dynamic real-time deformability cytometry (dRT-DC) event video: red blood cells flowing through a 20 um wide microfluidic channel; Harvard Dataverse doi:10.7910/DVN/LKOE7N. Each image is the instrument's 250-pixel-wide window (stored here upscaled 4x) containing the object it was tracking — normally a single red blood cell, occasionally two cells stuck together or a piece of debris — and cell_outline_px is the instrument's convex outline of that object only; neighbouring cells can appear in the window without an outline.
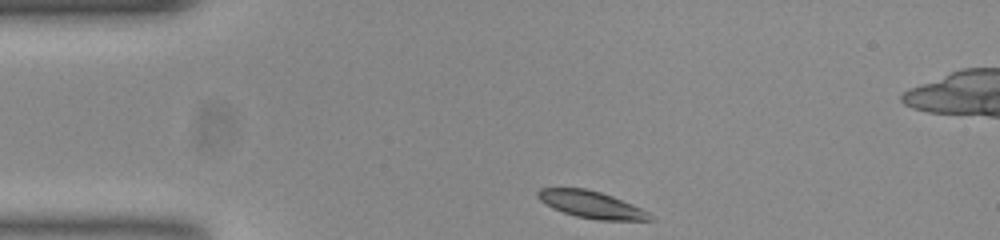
{"species": "common noctule bat (a hibernating species)", "species_latin": "Nyctalus noctula", "temperature_condition": "room temperature", "stored_images_in_passage": 35, "camera_frame_rate_fps": 3000, "um_per_image_px": 0.085, "animal": {"sex": "female", "body_mass_g": 23.0, "forearm_length_mm": 53.4}, "frame": {"image": 1, "passage_image": 1, "time_ms": 0.0, "image_size_px": [1000, 240], "cell_outline_px": [[656, 220], [596, 220], [576, 216], [552, 208], [540, 200], [536, 196], [536, 192], [540, 188], [584, 188], [600, 192], [612, 196], [632, 204], [648, 212]], "centroid_in_image_um": [50.25, 17.39], "position_along_channel_um": 34.8, "area_um2": 17.57}}
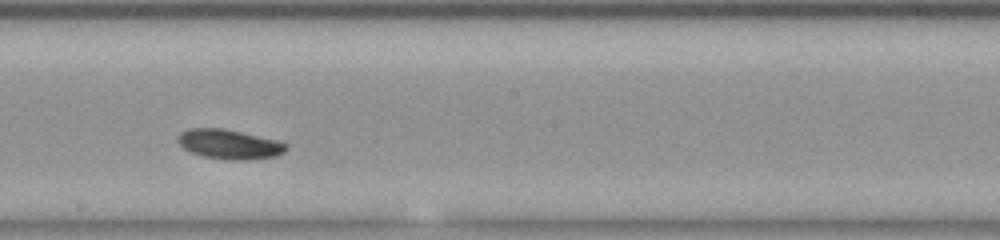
{"frame": {"image": 2, "passage_image": 20, "time_ms": 6.333, "image_size_px": [1000, 240], "cell_outline_px": [[288, 148], [284, 152], [276, 156], [248, 160], [232, 160], [204, 156], [192, 152], [184, 148], [176, 140], [180, 132], [188, 128], [220, 128], [240, 132], [276, 140], [288, 144]], "centroid_in_image_um": [19.49, 12.26], "position_along_channel_um": 228.7, "area_um2": 18.5}}
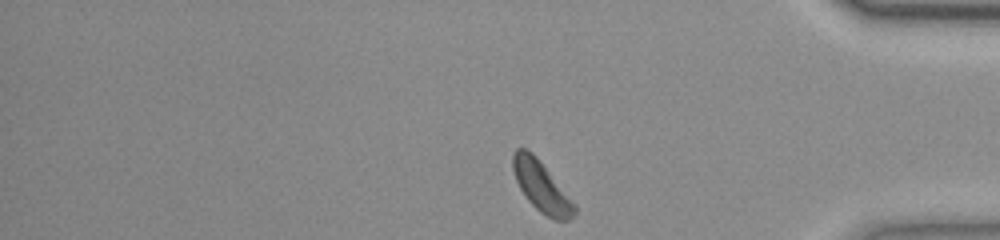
{"frame": {"image": 3, "passage_image": 35, "time_ms": 11.333, "image_size_px": [1000, 240], "cell_outline_px": [[576, 212], [568, 220], [552, 220], [540, 212], [528, 200], [520, 188], [516, 180], [512, 168], [512, 152], [516, 148], [524, 148], [532, 152], [536, 156], [576, 204]], "centroid_in_image_um": [46.01, 15.85], "position_along_channel_um": 389.2, "area_um2": 18.03}, "authors_computed_cell_mechanics": {"area_um2": 18.207, "velocity_mm_per_s": 3.6801, "shape_relaxation_time_tau1_ms": 2.66, "shape_relaxation_time_tau2_ms": null, "deformation_change_tau1": 0.0771, "deformation_change_tau2": null}}